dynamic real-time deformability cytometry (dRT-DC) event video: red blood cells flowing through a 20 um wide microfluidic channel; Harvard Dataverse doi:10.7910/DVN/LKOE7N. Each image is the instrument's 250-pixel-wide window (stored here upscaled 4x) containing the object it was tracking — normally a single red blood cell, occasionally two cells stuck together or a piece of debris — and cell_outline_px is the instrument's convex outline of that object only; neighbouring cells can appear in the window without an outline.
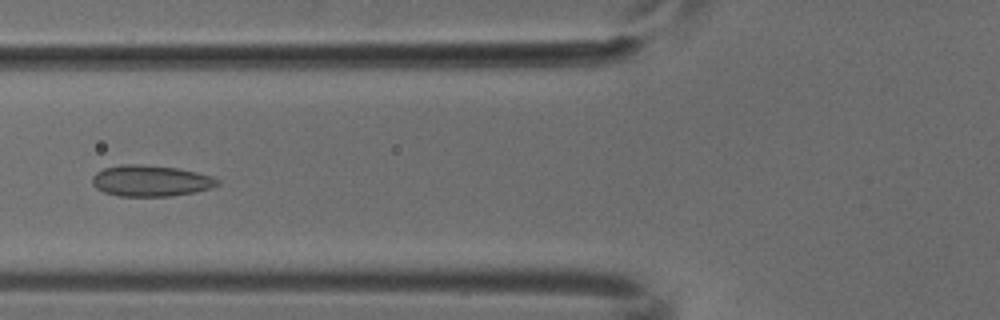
{"species": "common noctule bat (a hibernating species)", "species_latin": "Nyctalus noctula", "temperature_condition": "cold", "stored_images_in_passage": 5, "camera_frame_rate_fps": 3000, "um_per_image_px": 0.085, "animal": {"sex": "male", "body_mass_g": 18.8}, "frame": {"image": 1, "passage_image": 5, "time_ms": 1.333, "image_size_px": [1000, 320], "cell_outline_px": [[220, 184], [212, 188], [172, 196], [120, 196], [104, 192], [96, 188], [92, 184], [92, 176], [96, 172], [104, 168], [120, 164], [140, 164], [176, 168], [196, 172], [212, 176], [220, 180]], "centroid_in_image_um": [12.8, 15.36], "position_along_channel_um": 113.0, "area_um2": 22.77}}